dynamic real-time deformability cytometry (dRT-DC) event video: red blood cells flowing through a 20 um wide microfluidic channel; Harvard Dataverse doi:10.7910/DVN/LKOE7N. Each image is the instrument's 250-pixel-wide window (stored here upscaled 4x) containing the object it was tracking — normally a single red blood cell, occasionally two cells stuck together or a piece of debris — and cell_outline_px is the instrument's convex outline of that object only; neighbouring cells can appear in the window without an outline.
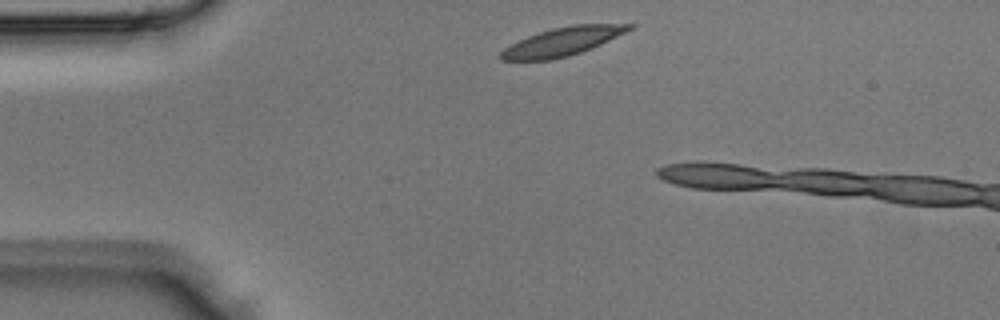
{"species": "Egyptian fruit bat (a non-hibernating species)", "species_latin": "Rousettus aegyptiacus", "temperature_condition": "room temperature", "stored_images_in_passage": 3, "camera_frame_rate_fps": 3000, "um_per_image_px": 0.085, "animal": {"sex": "male"}, "frame": {"image": 1, "passage_image": 1, "time_ms": 0.0, "image_size_px": [1000, 320], "cell_outline_px": [[636, 24], [632, 28], [592, 48], [568, 56], [548, 60], [500, 60], [500, 52], [504, 48], [528, 36], [552, 28], [572, 24]], "centroid_in_image_um": [47.79, 3.53], "position_along_channel_um": 37.2, "area_um2": 20.81}}